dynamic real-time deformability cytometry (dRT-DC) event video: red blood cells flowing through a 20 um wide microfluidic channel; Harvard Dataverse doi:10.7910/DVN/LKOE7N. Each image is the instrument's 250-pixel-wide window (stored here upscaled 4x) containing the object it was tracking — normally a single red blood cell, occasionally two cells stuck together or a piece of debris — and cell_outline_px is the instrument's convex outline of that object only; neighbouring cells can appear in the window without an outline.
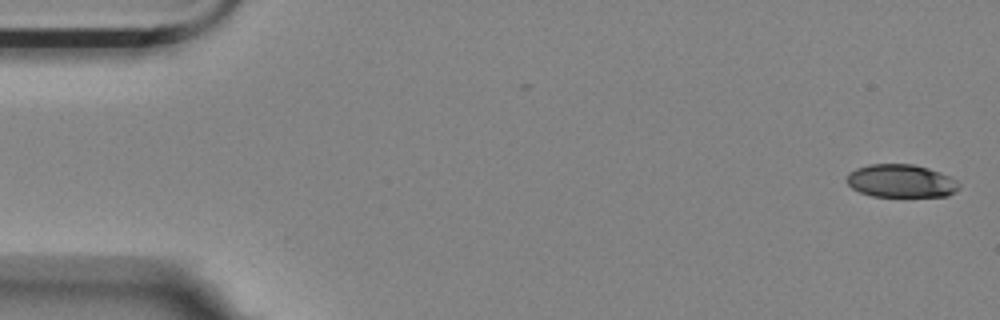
{"species": "Egyptian fruit bat (a non-hibernating species)", "species_latin": "Rousettus aegyptiacus", "temperature_condition": "room temperature", "stored_images_in_passage": 56, "camera_frame_rate_fps": 3000, "um_per_image_px": 0.085, "animal": {"sex": "female"}, "frame": {"image": 1, "passage_image": 1, "time_ms": 0.0, "image_size_px": [1000, 320], "cell_outline_px": [[960, 188], [956, 192], [948, 196], [872, 196], [860, 192], [852, 188], [848, 184], [848, 172], [856, 168], [868, 164], [912, 164], [928, 168], [940, 172], [956, 180], [960, 184]], "centroid_in_image_um": [76.6, 15.38], "position_along_channel_um": 8.4, "area_um2": 21.62}}
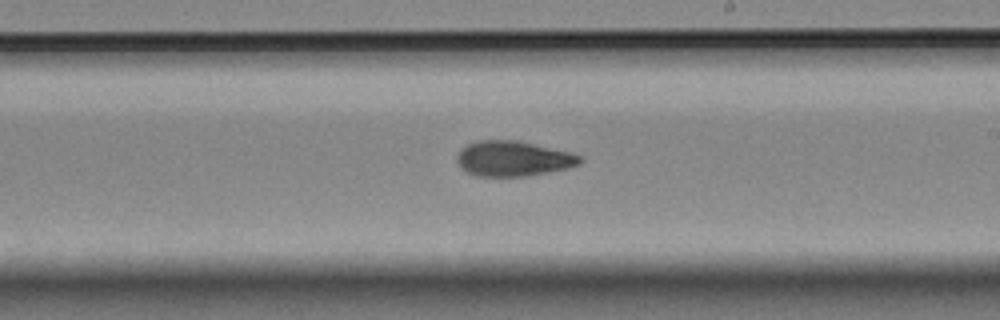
{"frame": {"image": 2, "passage_image": 32, "time_ms": 10.333, "image_size_px": [1000, 320], "cell_outline_px": [[584, 160], [580, 164], [568, 168], [524, 176], [476, 176], [460, 168], [456, 160], [456, 156], [468, 144], [480, 140], [516, 140], [568, 152], [580, 156]], "centroid_in_image_um": [43.6, 13.49], "position_along_channel_um": 245.4, "area_um2": 24.91}}
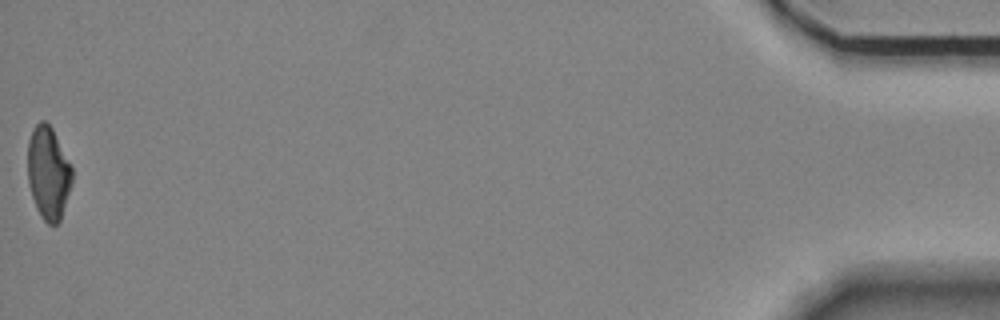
{"frame": {"image": 3, "passage_image": 56, "time_ms": 18.333, "image_size_px": [1000, 320], "cell_outline_px": [[72, 184], [60, 220], [56, 224], [48, 224], [40, 216], [36, 208], [32, 196], [28, 180], [28, 140], [32, 128], [40, 120], [44, 120], [52, 128], [72, 168]], "centroid_in_image_um": [4.1, 14.69], "position_along_channel_um": 431.1, "area_um2": 23.93}, "authors_computed_cell_mechanics": {"area_um2": 24.6806, "velocity_mm_per_s": 3.5236, "shape_relaxation_time_tau1_ms": 8.4, "shape_relaxation_time_tau2_ms": 4.3468, "deformation_change_tau1": 0.2154, "deformation_change_tau2": 0.1153}}